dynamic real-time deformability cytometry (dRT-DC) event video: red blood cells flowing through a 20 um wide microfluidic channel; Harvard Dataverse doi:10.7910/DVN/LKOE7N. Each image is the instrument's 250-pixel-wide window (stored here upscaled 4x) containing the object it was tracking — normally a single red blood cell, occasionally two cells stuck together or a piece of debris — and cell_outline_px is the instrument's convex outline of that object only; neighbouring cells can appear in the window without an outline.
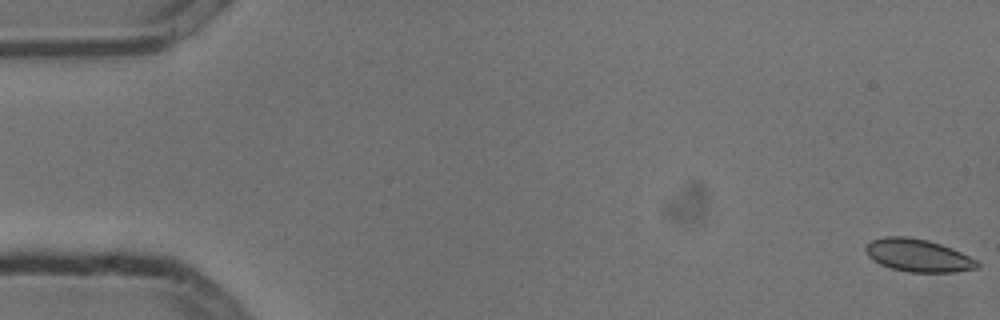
{"species": "common noctule bat (a hibernating species)", "species_latin": "Nyctalus noctula", "temperature_condition": "cold", "stored_images_in_passage": 8, "camera_frame_rate_fps": 3000, "um_per_image_px": 0.085, "animal": {"sex": "male", "body_mass_g": 13.3}, "frame": {"image": 1, "passage_image": 1, "time_ms": 0.0, "image_size_px": [1000, 320], "cell_outline_px": [[980, 268], [952, 272], [908, 272], [892, 268], [880, 264], [872, 260], [868, 256], [864, 248], [872, 240], [884, 236], [904, 236], [928, 240], [952, 248], [976, 260], [980, 264]], "centroid_in_image_um": [78.03, 21.71], "position_along_channel_um": 7.0, "area_um2": 21.21}}
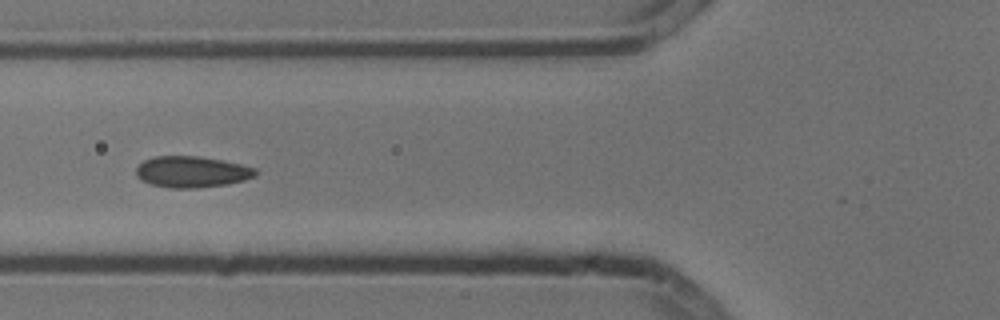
{"frame": {"image": 2, "passage_image": 6, "time_ms": 1.667, "image_size_px": [1000, 320], "cell_outline_px": [[256, 176], [244, 180], [228, 184], [200, 188], [168, 188], [152, 184], [140, 180], [136, 176], [136, 168], [144, 160], [156, 156], [200, 156], [240, 164], [256, 168]], "centroid_in_image_um": [16.29, 14.61], "position_along_channel_um": 109.5, "area_um2": 21.79}}
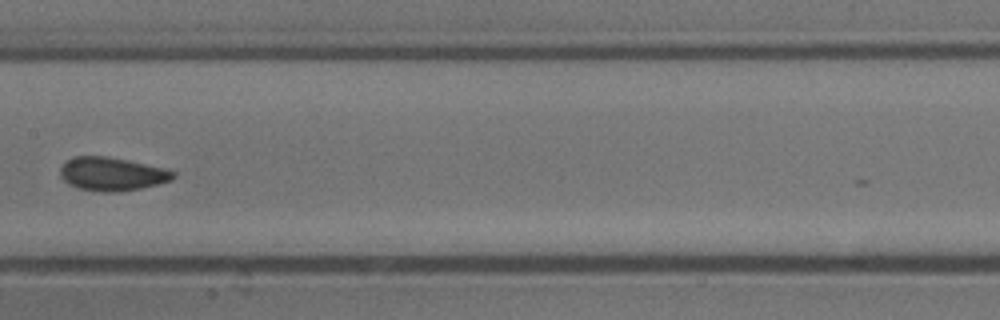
{"frame": {"image": 3, "passage_image": 8, "time_ms": 2.333, "image_size_px": [1000, 320], "cell_outline_px": [[176, 176], [172, 180], [140, 188], [116, 192], [104, 192], [76, 188], [68, 184], [60, 176], [60, 168], [68, 160], [76, 156], [104, 156], [164, 168], [176, 172]], "centroid_in_image_um": [9.5, 14.8], "position_along_channel_um": 197.9, "area_um2": 21.73}}